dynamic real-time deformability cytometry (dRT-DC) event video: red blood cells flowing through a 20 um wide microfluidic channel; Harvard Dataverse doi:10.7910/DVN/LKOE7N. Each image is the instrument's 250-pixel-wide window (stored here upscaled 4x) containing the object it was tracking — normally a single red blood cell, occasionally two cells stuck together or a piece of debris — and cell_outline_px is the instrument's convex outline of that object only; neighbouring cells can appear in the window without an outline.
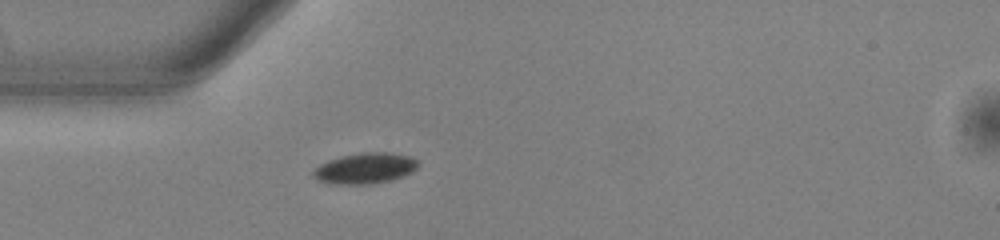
{"species": "common noctule bat (a hibernating species)", "species_latin": "Nyctalus noctula", "temperature_condition": "warm", "stored_images_in_passage": 39, "camera_frame_rate_fps": 3000, "um_per_image_px": 0.085, "animal": {"sex": "male", "body_mass_g": 13.0, "forearm_length_mm": 53.1}, "frame": {"image": 1, "passage_image": 1, "time_ms": 0.0, "image_size_px": [1000, 240], "cell_outline_px": [[420, 164], [412, 172], [404, 176], [372, 184], [332, 184], [320, 180], [312, 176], [312, 172], [320, 164], [328, 160], [340, 156], [360, 152], [392, 152], [408, 156], [416, 160]], "centroid_in_image_um": [31.03, 14.29], "position_along_channel_um": 54.0, "area_um2": 18.84}}
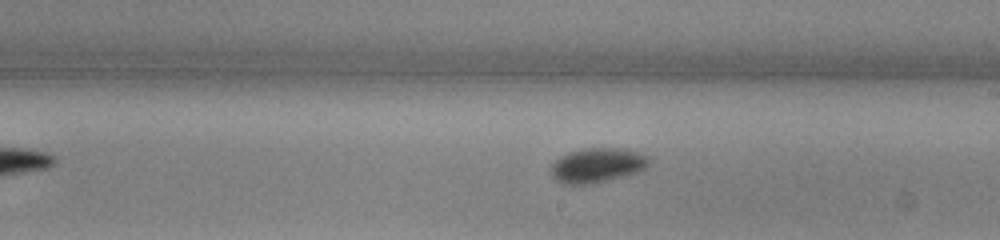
{"frame": {"image": 2, "passage_image": 16, "time_ms": 5.0, "image_size_px": [1000, 240], "cell_outline_px": [[652, 160], [644, 168], [636, 172], [624, 176], [588, 184], [564, 184], [556, 180], [552, 176], [552, 164], [560, 156], [568, 152], [584, 148], [616, 148], [636, 152], [648, 156]], "centroid_in_image_um": [50.75, 14.04], "position_along_channel_um": 238.3, "area_um2": 19.48}}
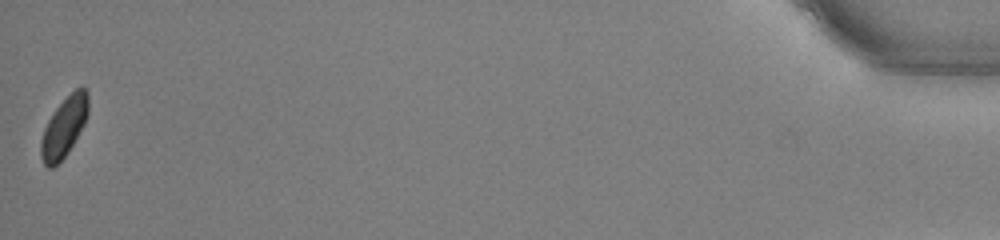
{"frame": {"image": 3, "passage_image": 39, "time_ms": 12.667, "image_size_px": [1000, 240], "cell_outline_px": [[88, 116], [84, 124], [68, 152], [52, 168], [48, 168], [44, 164], [40, 156], [40, 140], [44, 128], [48, 120], [56, 108], [80, 84], [88, 92]], "centroid_in_image_um": [5.44, 10.79], "position_along_channel_um": 429.8, "area_um2": 16.42}, "authors_computed_cell_mechanics": {"area_um2": 17.9758, "velocity_mm_per_s": 3.8134, "shape_relaxation_time_tau1_ms": 2.6158, "shape_relaxation_time_tau2_ms": null, "deformation_change_tau1": 0.0762, "deformation_change_tau2": null}}